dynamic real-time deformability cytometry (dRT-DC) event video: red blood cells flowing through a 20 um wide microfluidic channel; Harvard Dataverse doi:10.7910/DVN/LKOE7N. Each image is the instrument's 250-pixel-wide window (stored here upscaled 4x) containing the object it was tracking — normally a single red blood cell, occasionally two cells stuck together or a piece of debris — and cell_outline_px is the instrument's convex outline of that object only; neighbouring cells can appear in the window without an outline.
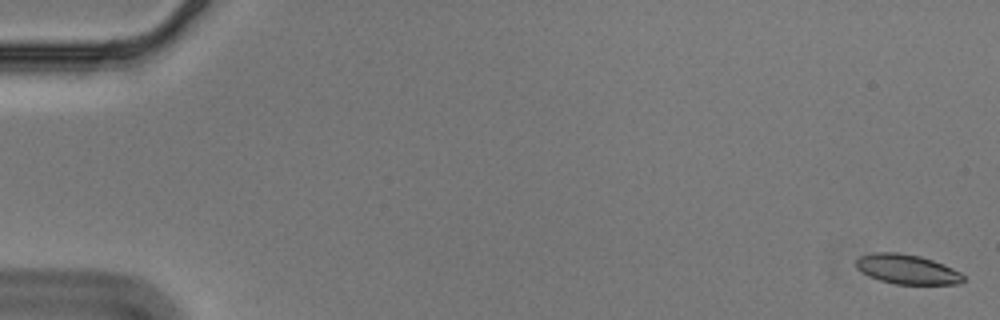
{"species": "Egyptian fruit bat (a non-hibernating species)", "species_latin": "Rousettus aegyptiacus", "temperature_condition": "cold", "stored_images_in_passage": 57, "camera_frame_rate_fps": 3000, "um_per_image_px": 0.085, "animal": {"sex": "male"}, "frame": {"image": 1, "passage_image": 1, "time_ms": 0.0, "image_size_px": [1000, 320], "cell_outline_px": [[964, 280], [960, 284], [896, 284], [880, 280], [868, 276], [856, 268], [856, 260], [860, 256], [876, 252], [896, 252], [920, 256], [944, 264], [960, 272], [964, 276]], "centroid_in_image_um": [77.1, 22.89], "position_along_channel_um": 7.9, "area_um2": 18.5}}
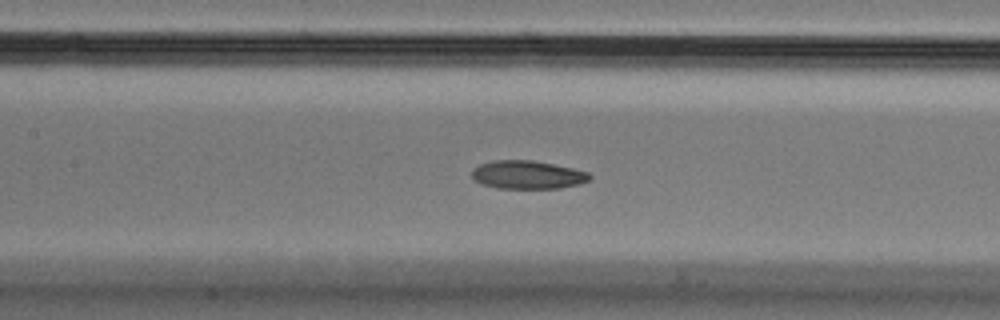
{"frame": {"image": 2, "passage_image": 27, "time_ms": 8.667, "image_size_px": [1000, 320], "cell_outline_px": [[592, 176], [588, 180], [580, 184], [560, 188], [496, 188], [480, 184], [472, 180], [472, 168], [480, 164], [492, 160], [532, 160], [572, 168], [588, 172]], "centroid_in_image_um": [44.79, 14.86], "position_along_channel_um": 162.6, "area_um2": 19.54}}
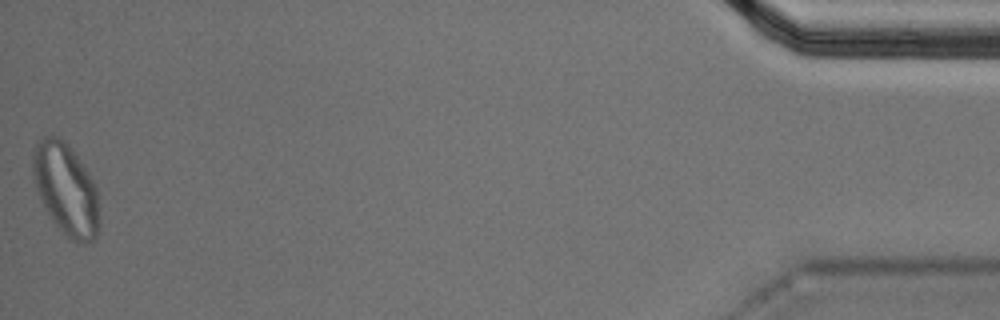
{"frame": {"image": 3, "passage_image": 57, "time_ms": 18.667, "image_size_px": [1000, 320], "cell_outline_px": [[100, 224], [96, 236], [92, 240], [84, 244], [72, 240], [52, 220], [40, 200], [36, 188], [32, 172], [32, 148], [36, 140], [44, 136], [60, 136], [68, 144], [88, 172], [96, 184]], "centroid_in_image_um": [5.59, 16.04], "position_along_channel_um": 429.6, "area_um2": 35.78}, "authors_computed_cell_mechanics": {"area_um2": 19.8832, "velocity_mm_per_s": 3.5553, "shape_relaxation_time_tau1_ms": 8.358, "shape_relaxation_time_tau2_ms": 4.0894, "deformation_change_tau1": 0.1785, "deformation_change_tau2": 0.0859}}